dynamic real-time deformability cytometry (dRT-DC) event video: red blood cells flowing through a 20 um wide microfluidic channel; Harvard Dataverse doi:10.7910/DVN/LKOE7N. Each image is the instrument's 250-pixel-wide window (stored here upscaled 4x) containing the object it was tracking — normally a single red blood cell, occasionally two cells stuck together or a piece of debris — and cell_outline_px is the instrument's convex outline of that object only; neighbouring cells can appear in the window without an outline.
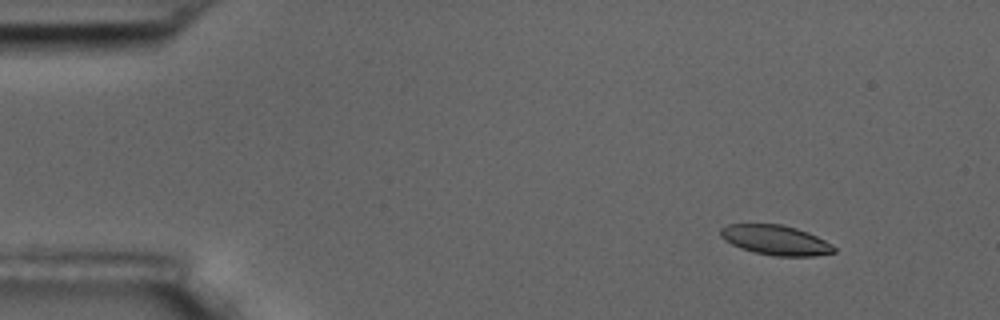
{"species": "common noctule bat (a hibernating species)", "species_latin": "Nyctalus noctula", "temperature_condition": "room temperature", "stored_images_in_passage": 5, "camera_frame_rate_fps": 3000, "um_per_image_px": 0.085, "animal": {"sex": "male", "body_mass_g": 17.5, "forearm_length_mm": 52.3}, "frame": {"image": 1, "passage_image": 2, "time_ms": 2.0, "image_size_px": [1000, 320], "cell_outline_px": [[836, 252], [816, 256], [776, 256], [756, 252], [740, 248], [724, 240], [720, 236], [720, 228], [728, 224], [780, 224], [796, 228], [808, 232], [832, 244], [836, 248]], "centroid_in_image_um": [65.93, 20.4], "position_along_channel_um": 19.1, "area_um2": 19.71}}
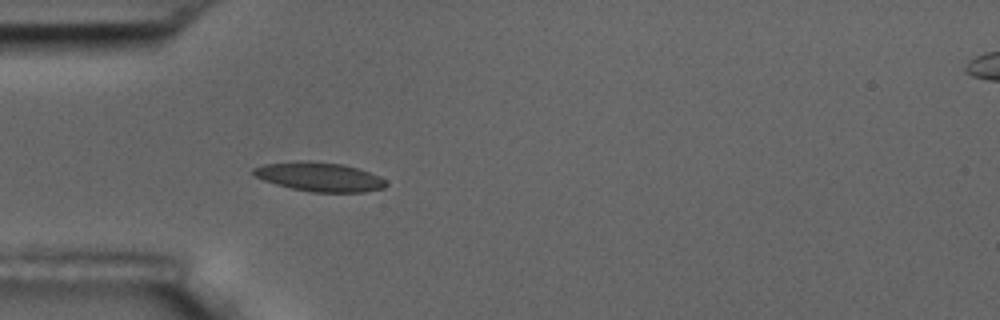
{"frame": {"image": 2, "passage_image": 5, "time_ms": 5.667, "image_size_px": [1000, 320], "cell_outline_px": [[388, 184], [384, 188], [364, 192], [312, 192], [292, 188], [276, 184], [252, 176], [252, 168], [264, 164], [340, 164], [356, 168], [380, 176]], "centroid_in_image_um": [27.19, 15.09], "position_along_channel_um": 57.8, "area_um2": 21.27}}